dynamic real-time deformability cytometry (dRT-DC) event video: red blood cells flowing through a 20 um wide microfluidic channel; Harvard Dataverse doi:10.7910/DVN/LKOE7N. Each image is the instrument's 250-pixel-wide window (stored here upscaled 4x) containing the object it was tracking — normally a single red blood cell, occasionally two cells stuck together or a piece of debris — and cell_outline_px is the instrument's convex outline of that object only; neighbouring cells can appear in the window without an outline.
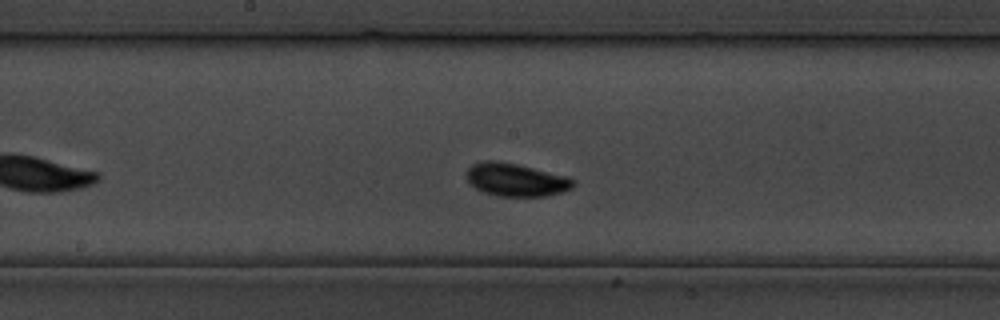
{"species": "common noctule bat (a hibernating species)", "species_latin": "Nyctalus noctula", "temperature_condition": "cold", "stored_images_in_passage": 29, "camera_frame_rate_fps": 3000, "um_per_image_px": 0.085, "animal": {"sex": "male", "body_mass_g": 19.5, "forearm_length_mm": 54.6}, "frame": {"image": 1, "passage_image": 13, "time_ms": 14.667, "image_size_px": [1000, 320], "cell_outline_px": [[576, 184], [572, 188], [548, 196], [496, 196], [484, 192], [476, 188], [468, 180], [468, 168], [472, 164], [480, 160], [496, 160], [516, 164], [568, 176], [576, 180]], "centroid_in_image_um": [43.88, 15.27], "position_along_channel_um": 204.3, "area_um2": 20.52}}
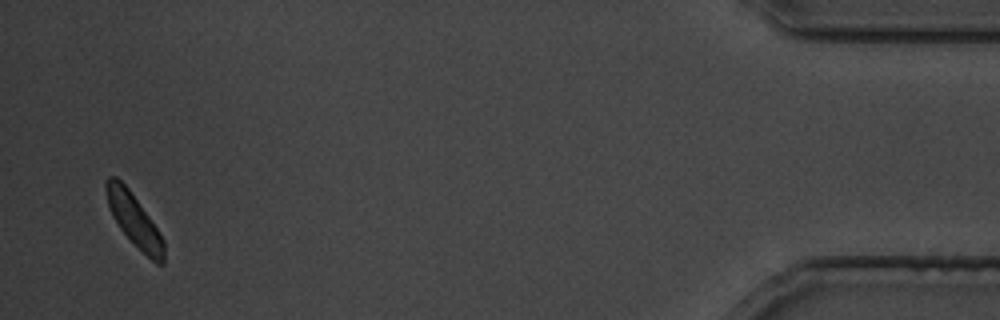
{"frame": {"image": 2, "passage_image": 29, "time_ms": 33.667, "image_size_px": [1000, 320], "cell_outline_px": [[164, 264], [156, 264], [120, 228], [112, 216], [108, 204], [104, 188], [104, 184], [108, 176], [116, 176], [128, 188], [148, 216], [164, 240]], "centroid_in_image_um": [11.38, 18.66], "position_along_channel_um": 423.8, "area_um2": 17.11}}